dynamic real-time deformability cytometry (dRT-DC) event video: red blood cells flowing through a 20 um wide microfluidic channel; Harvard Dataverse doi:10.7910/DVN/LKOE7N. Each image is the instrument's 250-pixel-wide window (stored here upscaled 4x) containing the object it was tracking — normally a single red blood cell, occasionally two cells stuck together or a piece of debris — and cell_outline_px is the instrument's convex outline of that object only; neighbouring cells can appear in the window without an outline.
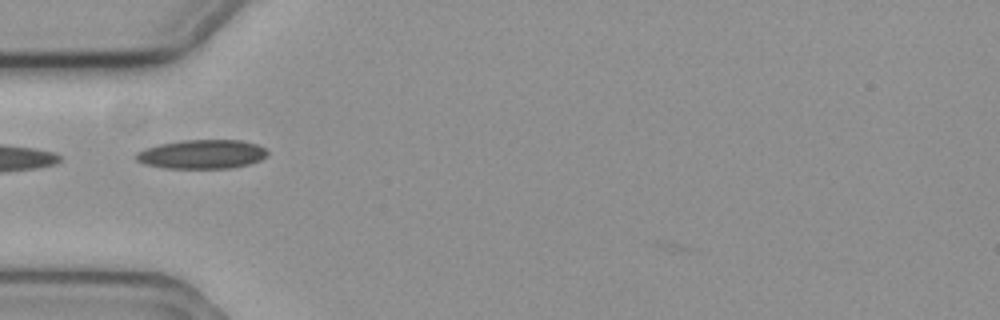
{"species": "common noctule bat (a hibernating species)", "species_latin": "Nyctalus noctula", "temperature_condition": "cold", "stored_images_in_passage": 1, "camera_frame_rate_fps": 3000, "um_per_image_px": 0.085, "animal": {"sex": "female", "body_mass_g": 19.3, "forearm_length_mm": 54.1}, "frame": {"image": 1, "passage_image": 1, "time_ms": 0.0, "image_size_px": [1000, 320], "cell_outline_px": [[268, 156], [260, 160], [248, 164], [232, 168], [164, 168], [144, 164], [136, 160], [136, 152], [144, 148], [160, 144], [184, 140], [240, 140], [256, 144], [264, 148], [268, 152]], "centroid_in_image_um": [17.16, 13.11], "position_along_channel_um": 67.8, "area_um2": 22.25}}